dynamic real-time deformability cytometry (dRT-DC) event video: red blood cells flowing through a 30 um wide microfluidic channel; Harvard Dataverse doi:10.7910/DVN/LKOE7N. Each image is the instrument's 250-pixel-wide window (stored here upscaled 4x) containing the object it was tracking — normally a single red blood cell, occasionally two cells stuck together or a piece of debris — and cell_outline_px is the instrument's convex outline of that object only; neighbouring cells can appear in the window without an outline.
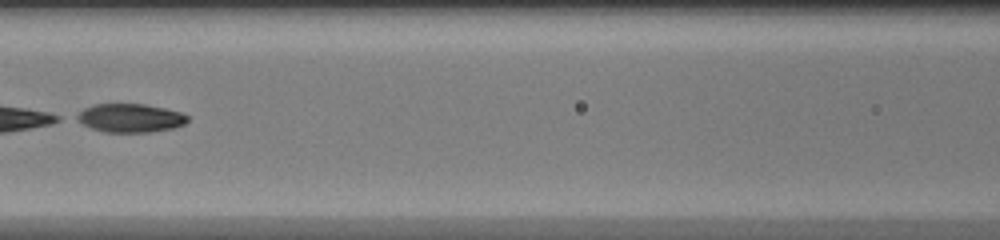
{"species": "common noctule bat (a hibernating species)", "species_latin": "Nyctalus noctula", "temperature_condition": "warm", "stored_images_in_passage": 30, "camera_frame_rate_fps": 3000, "um_per_image_px": 0.085, "animal": {"sex": "female", "body_mass_g": 20.0, "forearm_length_mm": 54.0}, "frame": {"image": 1, "passage_image": 9, "time_ms": 2.667, "image_size_px": [1000, 240], "cell_outline_px": [[188, 120], [184, 124], [172, 128], [152, 132], [104, 132], [92, 128], [76, 120], [72, 116], [84, 108], [92, 104], [144, 104], [164, 108], [180, 112], [188, 116]], "centroid_in_image_um": [11.02, 10.02], "position_along_channel_um": 155.6, "area_um2": 18.5}}